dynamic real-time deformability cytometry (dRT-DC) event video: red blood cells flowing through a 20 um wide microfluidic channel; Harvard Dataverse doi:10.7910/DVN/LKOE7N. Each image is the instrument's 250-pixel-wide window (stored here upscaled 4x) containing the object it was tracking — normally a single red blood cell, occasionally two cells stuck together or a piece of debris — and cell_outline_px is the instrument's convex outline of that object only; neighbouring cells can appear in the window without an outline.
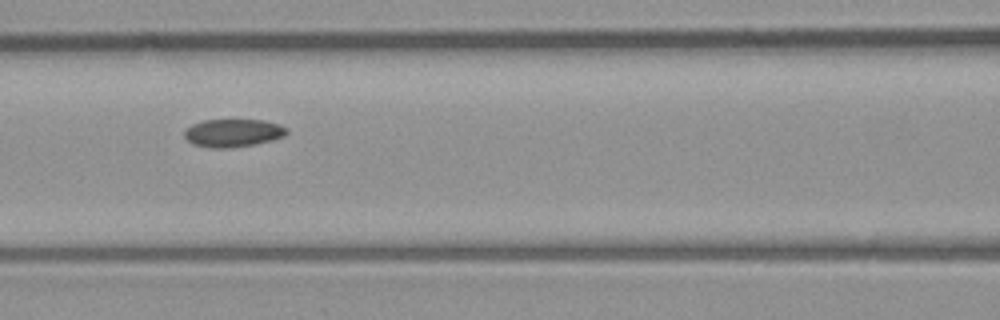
{"species": "common noctule bat (a hibernating species)", "species_latin": "Nyctalus noctula", "temperature_condition": "room temperature", "stored_images_in_passage": 13, "camera_frame_rate_fps": 3000, "um_per_image_px": 0.085, "animal": {"sex": "male", "body_mass_g": 23.1, "forearm_length_mm": 52.7}, "frame": {"image": 1, "passage_image": 10, "time_ms": 11.333, "image_size_px": [1000, 320], "cell_outline_px": [[288, 132], [284, 136], [272, 140], [252, 144], [228, 148], [212, 148], [192, 144], [184, 136], [184, 132], [192, 124], [204, 120], [264, 120], [280, 124], [288, 128]], "centroid_in_image_um": [19.82, 11.29], "position_along_channel_um": 146.8, "area_um2": 16.59}}
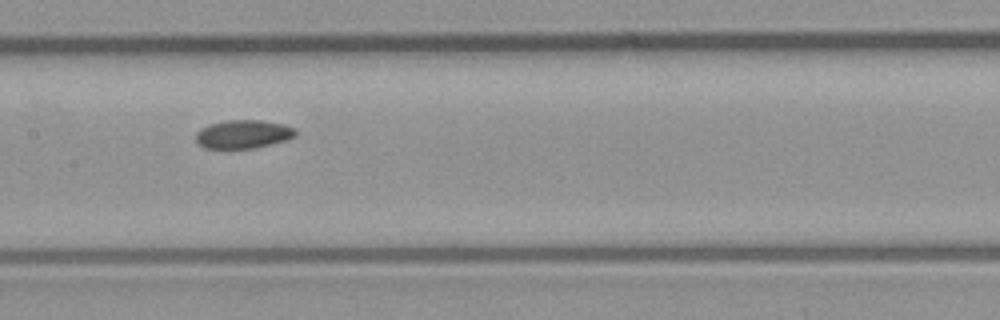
{"frame": {"image": 2, "passage_image": 11, "time_ms": 12.333, "image_size_px": [1000, 320], "cell_outline_px": [[296, 136], [284, 140], [252, 148], [204, 148], [196, 140], [196, 132], [200, 128], [208, 124], [224, 120], [260, 120], [284, 124], [296, 128]], "centroid_in_image_um": [20.65, 11.38], "position_along_channel_um": 186.7, "area_um2": 16.47}}
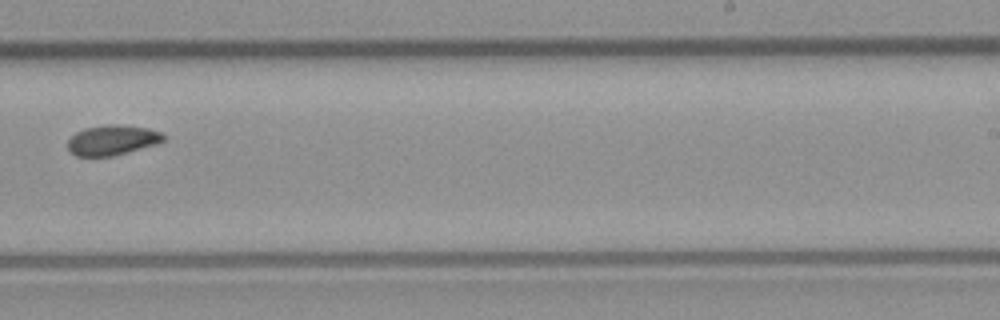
{"frame": {"image": 3, "passage_image": 13, "time_ms": 14.667, "image_size_px": [1000, 320], "cell_outline_px": [[164, 140], [156, 144], [112, 156], [76, 156], [68, 148], [68, 140], [76, 132], [84, 128], [108, 124], [116, 124], [148, 128], [164, 132]], "centroid_in_image_um": [9.55, 11.89], "position_along_channel_um": 279.4, "area_um2": 16.7}}